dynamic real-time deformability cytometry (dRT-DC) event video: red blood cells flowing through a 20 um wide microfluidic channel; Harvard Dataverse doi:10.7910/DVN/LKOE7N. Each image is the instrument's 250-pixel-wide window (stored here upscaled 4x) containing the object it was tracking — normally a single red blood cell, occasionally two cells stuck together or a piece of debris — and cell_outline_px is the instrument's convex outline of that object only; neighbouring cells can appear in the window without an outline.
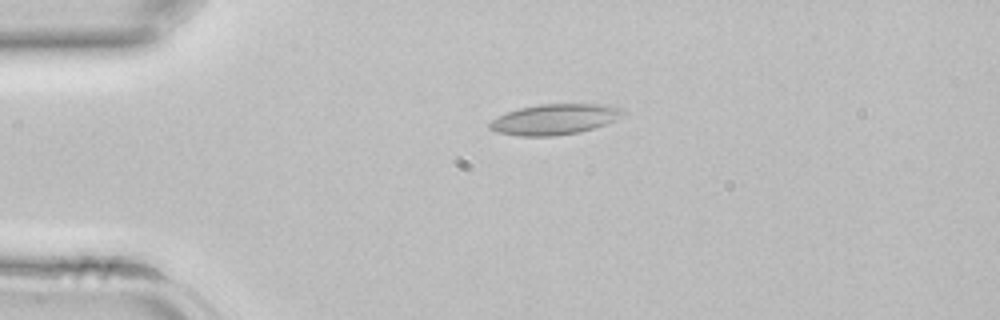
{"species": "common noctule bat (a hibernating species)", "species_latin": "Nyctalus noctula", "temperature_condition": "room temperature", "stored_images_in_passage": 41, "camera_frame_rate_fps": 3000, "um_per_image_px": 0.085, "animal": {"sex": "female", "body_mass_g": 22.7, "forearm_length_mm": 54.2}, "frame": {"image": 1, "passage_image": 9, "time_ms": 2.667, "image_size_px": [1000, 320], "cell_outline_px": [[628, 112], [616, 120], [580, 132], [556, 136], [520, 136], [496, 132], [488, 128], [488, 124], [492, 120], [508, 112], [520, 108], [540, 104], [600, 104], [624, 108]], "centroid_in_image_um": [47.18, 10.14], "position_along_channel_um": 37.8, "area_um2": 23.76}}
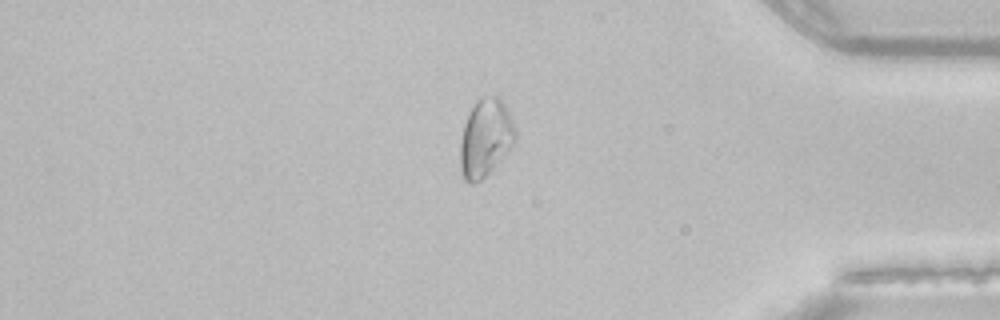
{"frame": {"image": 2, "passage_image": 35, "time_ms": 11.333, "image_size_px": [1000, 320], "cell_outline_px": [[516, 140], [504, 156], [480, 180], [472, 184], [468, 184], [464, 180], [460, 168], [460, 140], [464, 124], [476, 100], [484, 96], [496, 96], [504, 104], [516, 128]], "centroid_in_image_um": [41.25, 11.73], "position_along_channel_um": 394.0, "area_um2": 24.74}}
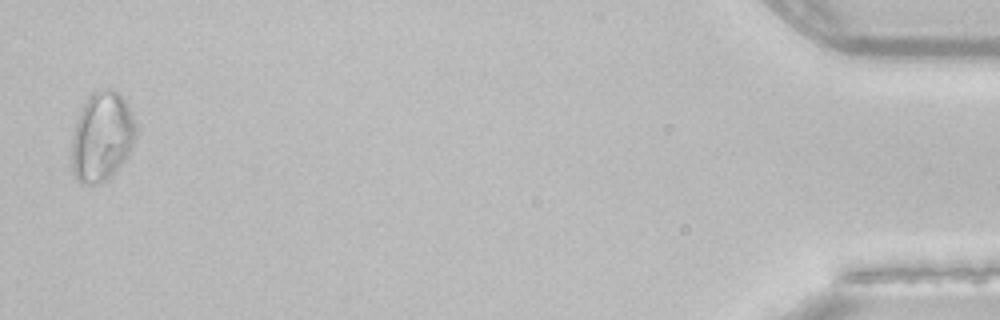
{"frame": {"image": 3, "passage_image": 41, "time_ms": 13.333, "image_size_px": [1000, 320], "cell_outline_px": [[132, 144], [124, 160], [116, 172], [108, 180], [100, 184], [80, 184], [76, 180], [72, 172], [72, 136], [80, 112], [88, 96], [92, 92], [104, 88], [108, 88], [120, 92], [128, 108], [132, 120]], "centroid_in_image_um": [8.59, 11.66], "position_along_channel_um": 426.6, "area_um2": 32.89}}